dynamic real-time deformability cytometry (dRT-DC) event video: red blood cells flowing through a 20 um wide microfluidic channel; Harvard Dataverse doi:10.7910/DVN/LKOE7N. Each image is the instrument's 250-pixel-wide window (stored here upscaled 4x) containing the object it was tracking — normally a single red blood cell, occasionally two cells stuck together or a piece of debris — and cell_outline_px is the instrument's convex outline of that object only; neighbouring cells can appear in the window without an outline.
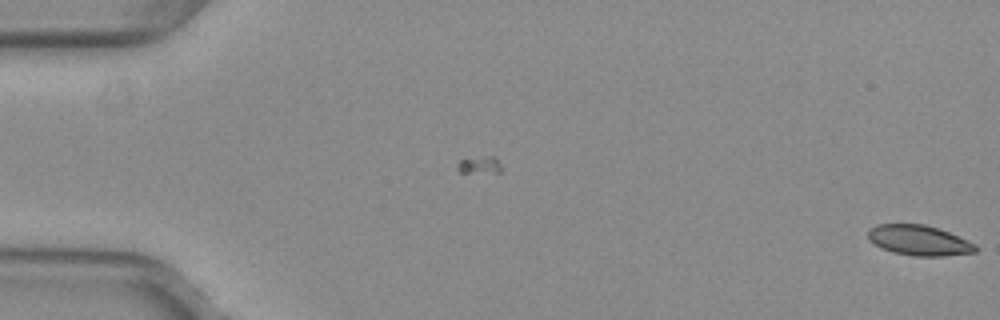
{"species": "common noctule bat (a hibernating species)", "species_latin": "Nyctalus noctula", "temperature_condition": "warm", "stored_images_in_passage": 6, "camera_frame_rate_fps": 3000, "um_per_image_px": 0.085, "animal": {"sex": "female", "body_mass_g": 29.2, "forearm_length_mm": 56.3}, "frame": {"image": 1, "passage_image": 6, "time_ms": 1.667, "image_size_px": [1000, 320], "cell_outline_px": [[980, 248], [976, 252], [944, 256], [916, 256], [892, 252], [880, 248], [868, 240], [868, 228], [876, 224], [924, 224], [948, 232], [976, 244]], "centroid_in_image_um": [78.09, 20.43], "position_along_channel_um": 6.9, "area_um2": 19.07}}